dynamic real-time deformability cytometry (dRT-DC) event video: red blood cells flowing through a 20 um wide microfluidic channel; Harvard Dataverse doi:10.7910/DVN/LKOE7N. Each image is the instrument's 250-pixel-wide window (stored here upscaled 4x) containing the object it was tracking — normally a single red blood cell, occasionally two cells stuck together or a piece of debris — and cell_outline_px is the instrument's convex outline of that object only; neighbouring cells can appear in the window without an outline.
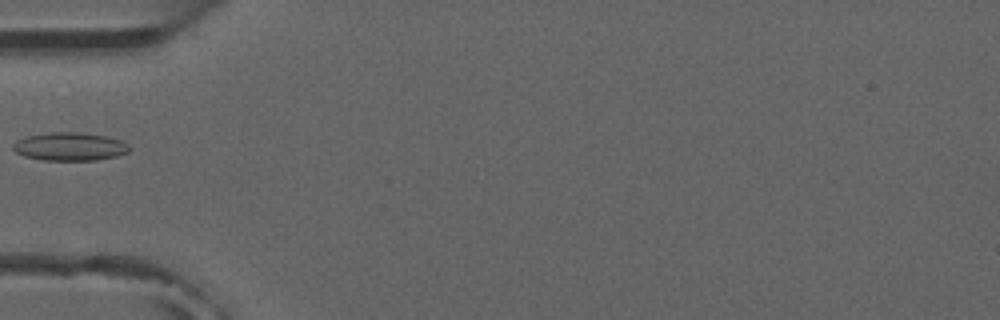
{"species": "common noctule bat (a hibernating species)", "species_latin": "Nyctalus noctula", "temperature_condition": "room temperature", "stored_images_in_passage": 3, "camera_frame_rate_fps": 3000, "um_per_image_px": 0.085, "animal": {"sex": "male", "forearm_length_mm": 52.5}, "frame": {"image": 1, "passage_image": 3, "time_ms": 2.333, "image_size_px": [1000, 320], "cell_outline_px": [[132, 148], [128, 152], [116, 156], [96, 160], [44, 160], [24, 156], [16, 152], [12, 148], [12, 144], [16, 140], [28, 136], [48, 132], [76, 132], [104, 136], [120, 140], [128, 144]], "centroid_in_image_um": [5.92, 12.46], "position_along_channel_um": 79.1, "area_um2": 19.07}}